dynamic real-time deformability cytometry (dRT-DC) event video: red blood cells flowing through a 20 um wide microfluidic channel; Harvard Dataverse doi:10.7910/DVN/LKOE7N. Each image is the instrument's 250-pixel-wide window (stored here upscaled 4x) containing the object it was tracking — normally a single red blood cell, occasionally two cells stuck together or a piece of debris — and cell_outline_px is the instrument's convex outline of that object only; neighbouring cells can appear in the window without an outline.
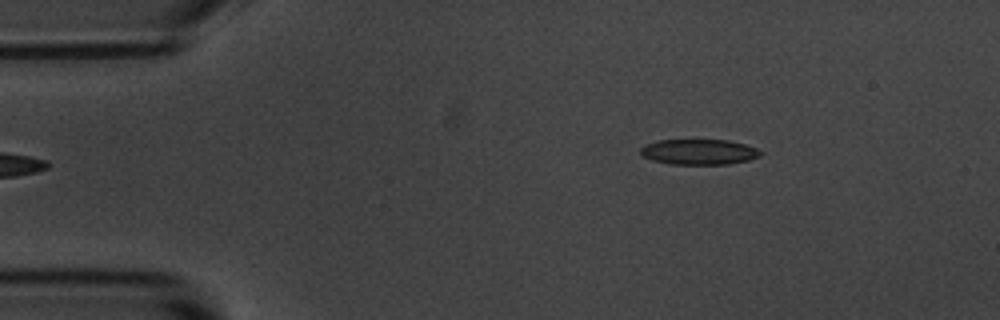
{"species": "common noctule bat (a hibernating species)", "species_latin": "Nyctalus noctula", "temperature_condition": "room temperature", "stored_images_in_passage": 3, "camera_frame_rate_fps": 3000, "um_per_image_px": 0.085, "animal": {"sex": "male", "body_mass_g": 20.1, "forearm_length_mm": 53.5}, "frame": {"image": 1, "passage_image": 1, "time_ms": 0.0, "image_size_px": [1000, 320], "cell_outline_px": [[764, 152], [760, 156], [748, 160], [728, 164], [672, 164], [652, 160], [644, 156], [640, 152], [640, 148], [644, 144], [660, 140], [728, 140], [744, 144], [756, 148]], "centroid_in_image_um": [59.42, 12.91], "position_along_channel_um": 25.6, "area_um2": 17.74}}